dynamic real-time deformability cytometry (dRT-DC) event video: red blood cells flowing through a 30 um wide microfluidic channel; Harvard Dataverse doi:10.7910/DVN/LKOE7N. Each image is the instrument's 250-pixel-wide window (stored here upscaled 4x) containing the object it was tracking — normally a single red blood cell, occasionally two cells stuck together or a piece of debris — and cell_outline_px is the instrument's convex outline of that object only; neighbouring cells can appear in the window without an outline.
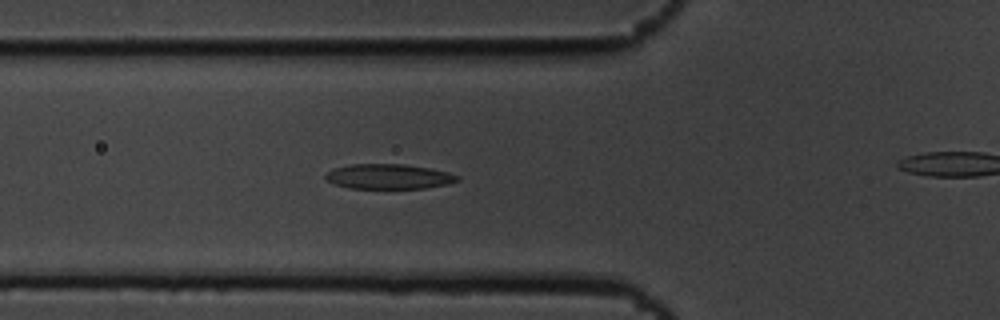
{"species": "common noctule bat (a hibernating species)", "species_latin": "Nyctalus noctula", "temperature_condition": "cold", "stored_images_in_passage": 28, "camera_frame_rate_fps": 3000, "um_per_image_px": 0.085, "animal": {"sex": "male", "body_mass_g": 19.5, "forearm_length_mm": 54.6}, "frame": {"image": 1, "passage_image": 8, "time_ms": 2.333, "image_size_px": [1000, 320], "cell_outline_px": [[460, 180], [448, 184], [424, 188], [348, 188], [336, 184], [328, 180], [324, 176], [332, 168], [352, 164], [404, 164], [428, 168], [448, 172], [460, 176]], "centroid_in_image_um": [33.05, 15.0], "position_along_channel_um": 92.7, "area_um2": 19.07}}
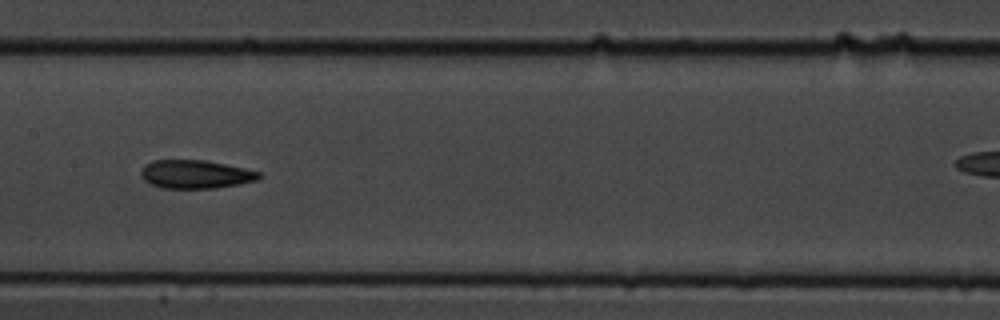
{"frame": {"image": 2, "passage_image": 16, "time_ms": 5.0, "image_size_px": [1000, 320], "cell_outline_px": [[264, 176], [256, 180], [236, 184], [212, 188], [160, 188], [144, 180], [140, 176], [140, 172], [152, 160], [204, 160], [244, 168], [260, 172]], "centroid_in_image_um": [16.62, 14.81], "position_along_channel_um": 190.8, "area_um2": 19.31}}
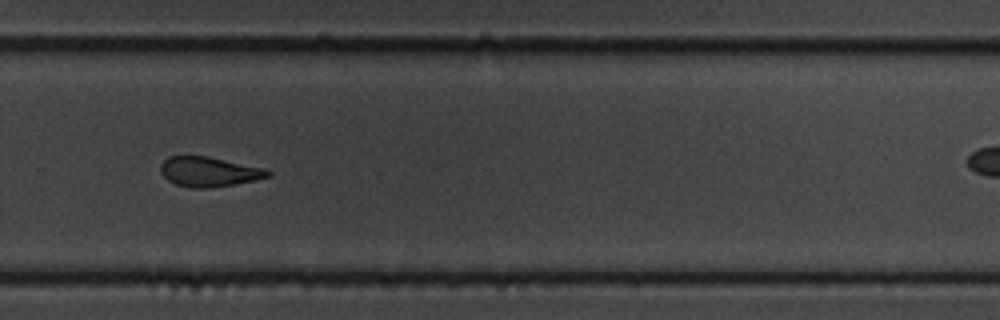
{"frame": {"image": 3, "passage_image": 26, "time_ms": 8.333, "image_size_px": [1000, 320], "cell_outline_px": [[272, 172], [268, 176], [256, 180], [208, 188], [192, 188], [176, 184], [168, 180], [160, 172], [160, 164], [168, 156], [208, 156], [264, 168]], "centroid_in_image_um": [17.73, 14.59], "position_along_channel_um": 312.1, "area_um2": 18.5}}